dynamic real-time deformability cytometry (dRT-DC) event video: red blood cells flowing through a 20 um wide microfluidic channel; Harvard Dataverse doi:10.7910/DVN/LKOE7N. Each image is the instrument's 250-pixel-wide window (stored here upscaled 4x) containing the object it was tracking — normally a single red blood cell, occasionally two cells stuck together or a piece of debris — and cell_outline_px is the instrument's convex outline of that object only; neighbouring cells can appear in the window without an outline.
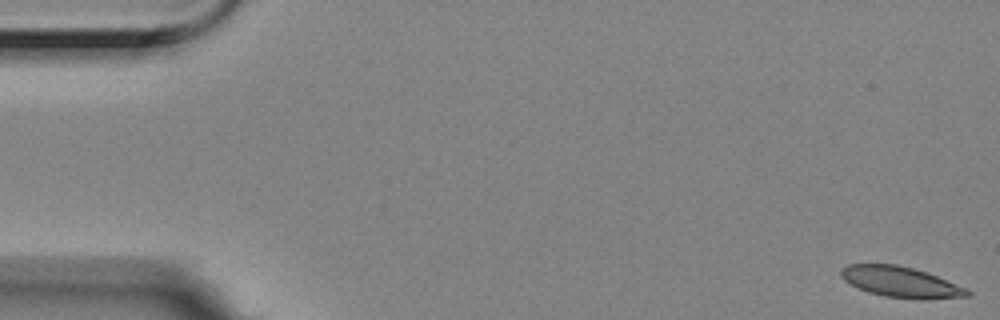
{"species": "Egyptian fruit bat (a non-hibernating species)", "species_latin": "Rousettus aegyptiacus", "temperature_condition": "room temperature", "stored_images_in_passage": 17, "camera_frame_rate_fps": 3000, "um_per_image_px": 0.085, "animal": {"sex": "female"}, "frame": {"image": 1, "passage_image": 1, "time_ms": 0.0, "image_size_px": [1000, 320], "cell_outline_px": [[972, 296], [920, 300], [884, 296], [868, 292], [844, 280], [840, 276], [840, 268], [848, 264], [896, 264], [912, 268], [936, 276], [968, 288], [972, 292]], "centroid_in_image_um": [76.59, 23.98], "position_along_channel_um": 8.4, "area_um2": 22.66}}
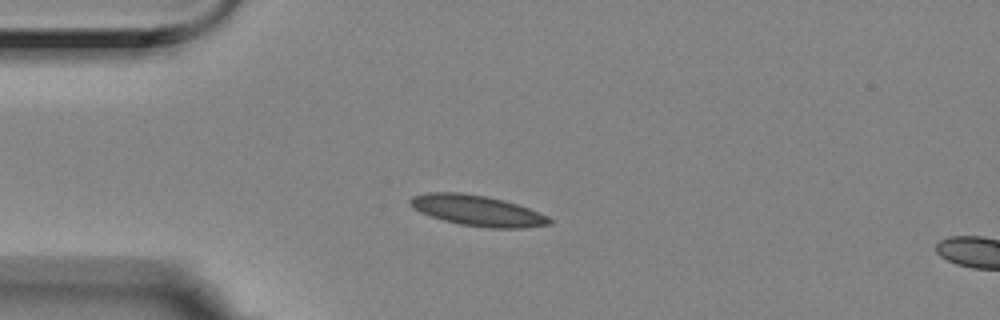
{"frame": {"image": 2, "passage_image": 14, "time_ms": 4.333, "image_size_px": [1000, 320], "cell_outline_px": [[552, 224], [524, 228], [488, 228], [460, 224], [444, 220], [420, 212], [412, 208], [408, 204], [408, 200], [412, 196], [428, 192], [460, 192], [484, 196], [504, 200], [528, 208], [548, 216], [552, 220]], "centroid_in_image_um": [40.55, 17.9], "position_along_channel_um": 44.4, "area_um2": 24.85}}